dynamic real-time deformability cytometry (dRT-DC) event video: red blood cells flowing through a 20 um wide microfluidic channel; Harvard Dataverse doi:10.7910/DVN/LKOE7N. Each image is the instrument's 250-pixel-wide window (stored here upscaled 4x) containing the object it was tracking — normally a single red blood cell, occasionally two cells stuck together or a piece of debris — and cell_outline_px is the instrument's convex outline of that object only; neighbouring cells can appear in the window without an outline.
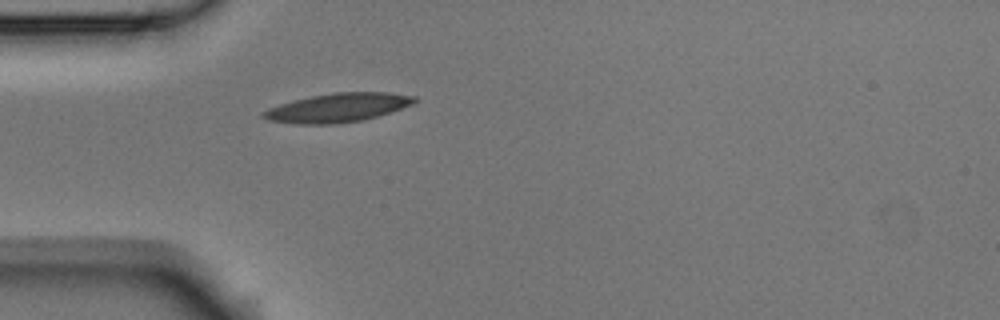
{"species": "Egyptian fruit bat (a non-hibernating species)", "species_latin": "Rousettus aegyptiacus", "temperature_condition": "room temperature", "stored_images_in_passage": 1, "camera_frame_rate_fps": 3000, "um_per_image_px": 0.085, "animal": {"sex": "male"}, "frame": {"image": 1, "passage_image": 1, "time_ms": 0.0, "image_size_px": [1000, 320], "cell_outline_px": [[416, 100], [412, 104], [364, 120], [336, 124], [292, 124], [268, 120], [260, 116], [260, 112], [268, 108], [292, 100], [332, 92], [388, 92], [416, 96]], "centroid_in_image_um": [28.64, 9.15], "position_along_channel_um": 56.4, "area_um2": 25.49}}